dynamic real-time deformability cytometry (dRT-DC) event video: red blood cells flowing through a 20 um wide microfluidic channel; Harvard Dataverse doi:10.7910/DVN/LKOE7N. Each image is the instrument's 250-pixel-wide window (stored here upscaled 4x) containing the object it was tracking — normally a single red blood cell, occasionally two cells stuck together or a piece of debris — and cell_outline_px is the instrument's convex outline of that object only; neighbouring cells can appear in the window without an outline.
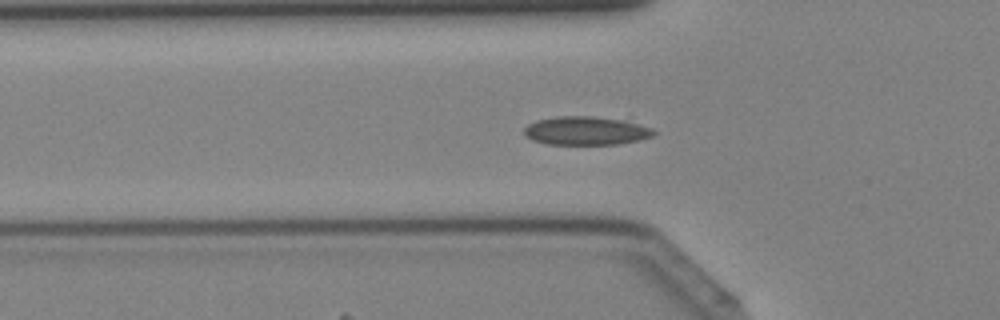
{"species": "Egyptian fruit bat (a non-hibernating species)", "species_latin": "Rousettus aegyptiacus", "temperature_condition": "cold", "stored_images_in_passage": 43, "segment_of_instrument_passage": [1, 2], "camera_frame_rate_fps": 3000, "um_per_image_px": 0.085, "animal": {"sex": "female"}, "frame": {"image": 1, "passage_image": 14, "time_ms": 4.333, "image_size_px": [1000, 320], "cell_outline_px": [[656, 132], [652, 136], [640, 140], [616, 144], [548, 144], [532, 140], [524, 136], [524, 128], [528, 124], [536, 120], [556, 116], [596, 116], [620, 120], [652, 128]], "centroid_in_image_um": [49.75, 11.11], "position_along_channel_um": 76.0, "area_um2": 21.44}}
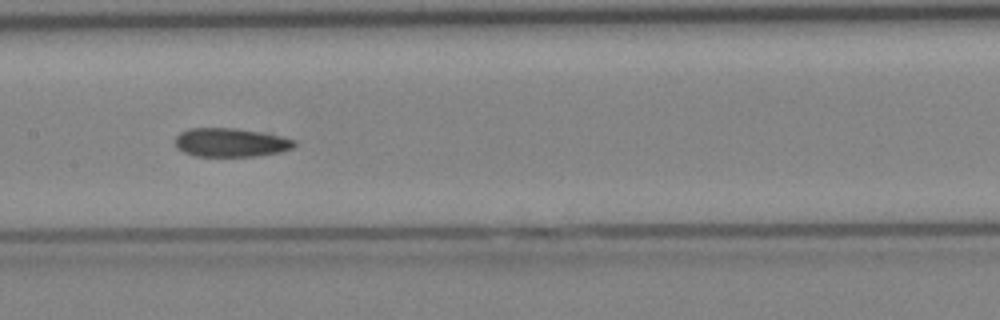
{"frame": {"image": 2, "passage_image": 21, "time_ms": 6.667, "image_size_px": [1000, 320], "cell_outline_px": [[296, 144], [292, 148], [280, 152], [256, 156], [196, 156], [184, 152], [176, 148], [176, 136], [180, 132], [188, 128], [236, 128], [264, 132], [296, 140]], "centroid_in_image_um": [19.61, 12.1], "position_along_channel_um": 187.8, "area_um2": 20.06}}
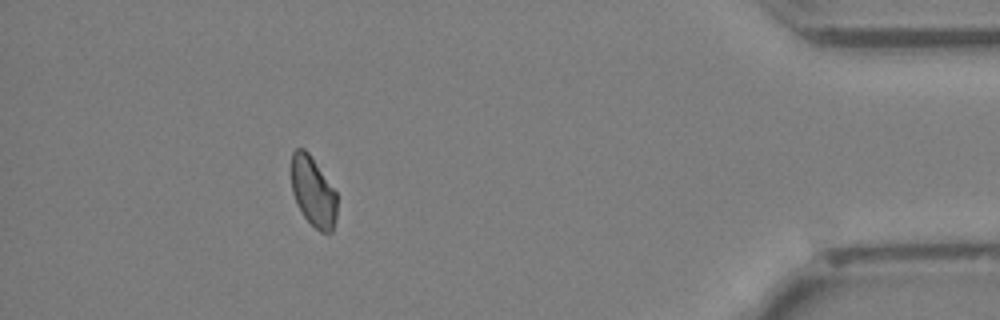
{"frame": {"image": 3, "passage_image": 38, "time_ms": 12.333, "image_size_px": [1000, 320], "cell_outline_px": [[336, 216], [332, 232], [320, 232], [304, 216], [296, 204], [292, 192], [292, 152], [296, 148], [304, 148], [308, 152], [336, 192]], "centroid_in_image_um": [26.6, 16.29], "position_along_channel_um": 408.6, "area_um2": 18.32}}